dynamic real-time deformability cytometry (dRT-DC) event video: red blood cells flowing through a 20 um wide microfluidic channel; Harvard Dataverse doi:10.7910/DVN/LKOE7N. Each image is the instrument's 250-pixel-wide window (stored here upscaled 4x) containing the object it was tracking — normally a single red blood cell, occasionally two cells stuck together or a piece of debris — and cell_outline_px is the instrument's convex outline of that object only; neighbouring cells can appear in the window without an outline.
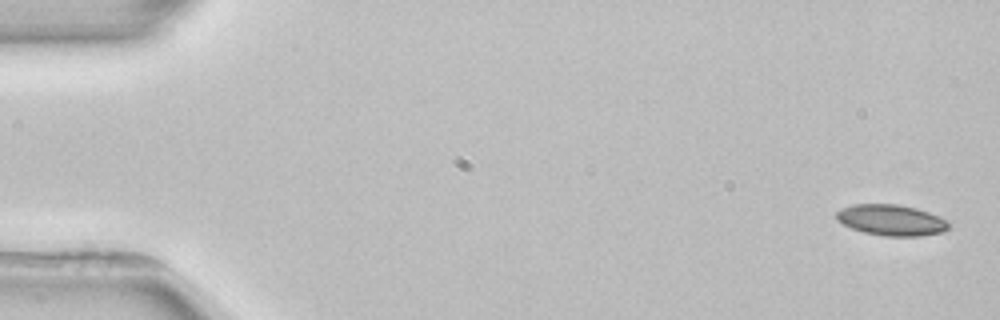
{"species": "common noctule bat (a hibernating species)", "species_latin": "Nyctalus noctula", "temperature_condition": "room temperature", "stored_images_in_passage": 4, "camera_frame_rate_fps": 3000, "um_per_image_px": 0.085, "animal": {"sex": "female", "body_mass_g": 22.7, "forearm_length_mm": 54.2}, "frame": {"image": 1, "passage_image": 1, "time_ms": 0.0, "image_size_px": [1000, 320], "cell_outline_px": [[952, 228], [944, 232], [920, 236], [884, 236], [864, 232], [852, 228], [836, 220], [836, 212], [852, 204], [896, 204], [916, 208], [940, 216], [952, 224]], "centroid_in_image_um": [75.82, 18.71], "position_along_channel_um": 9.2, "area_um2": 20.4}}
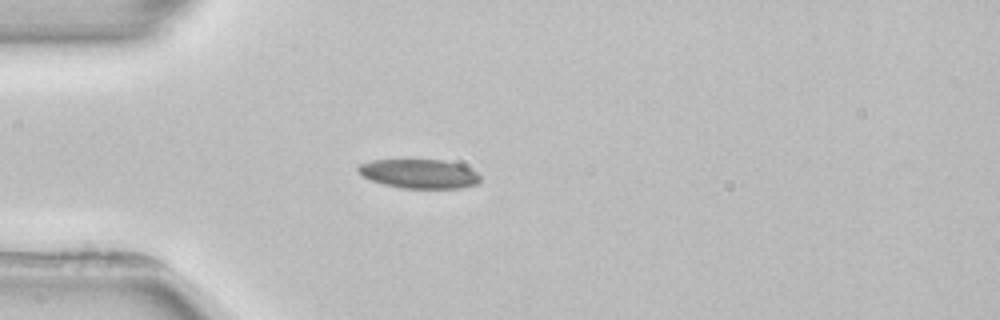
{"frame": {"image": 2, "passage_image": 4, "time_ms": 4.333, "image_size_px": [1000, 320], "cell_outline_px": [[480, 180], [476, 184], [460, 188], [404, 188], [384, 184], [372, 180], [364, 176], [356, 168], [360, 164], [372, 160], [444, 160], [460, 164], [476, 172], [480, 176]], "centroid_in_image_um": [35.65, 14.77], "position_along_channel_um": 49.3, "area_um2": 20.46}}